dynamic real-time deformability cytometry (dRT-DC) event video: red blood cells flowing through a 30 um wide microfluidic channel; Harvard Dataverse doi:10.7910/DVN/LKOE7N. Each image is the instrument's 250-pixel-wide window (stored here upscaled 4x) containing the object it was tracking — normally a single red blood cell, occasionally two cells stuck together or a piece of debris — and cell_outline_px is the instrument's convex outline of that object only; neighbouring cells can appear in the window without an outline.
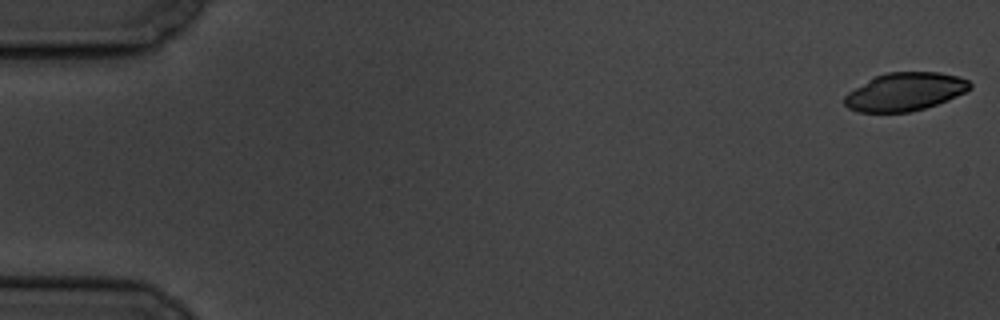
{"species": "common noctule bat (a hibernating species)", "species_latin": "Nyctalus noctula", "temperature_condition": "cold", "stored_images_in_passage": 5, "camera_frame_rate_fps": 3000, "um_per_image_px": 0.085, "animal": {"sex": "male", "body_mass_g": 19.5, "forearm_length_mm": 54.6}, "frame": {"image": 1, "passage_image": 1, "time_ms": 0.0, "image_size_px": [1000, 320], "cell_outline_px": [[972, 88], [948, 100], [924, 108], [908, 112], [856, 112], [848, 108], [844, 104], [844, 96], [848, 92], [876, 76], [888, 72], [940, 72], [956, 76], [968, 80], [972, 84]], "centroid_in_image_um": [76.92, 7.8], "position_along_channel_um": 8.1, "area_um2": 27.69}}
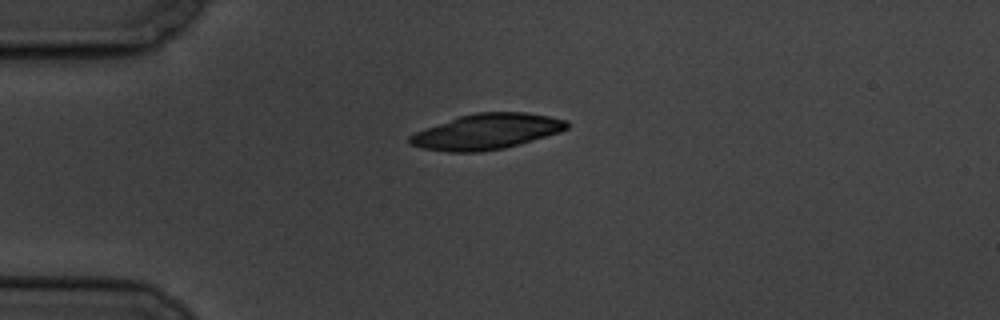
{"frame": {"image": 2, "passage_image": 5, "time_ms": 4.667, "image_size_px": [1000, 320], "cell_outline_px": [[568, 128], [560, 132], [520, 144], [504, 148], [480, 152], [448, 152], [420, 148], [408, 144], [408, 136], [424, 128], [460, 116], [476, 112], [524, 112], [548, 116], [568, 120]], "centroid_in_image_um": [41.34, 11.19], "position_along_channel_um": 43.7, "area_um2": 32.6}}